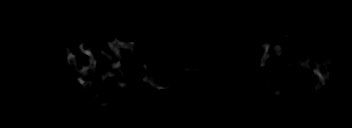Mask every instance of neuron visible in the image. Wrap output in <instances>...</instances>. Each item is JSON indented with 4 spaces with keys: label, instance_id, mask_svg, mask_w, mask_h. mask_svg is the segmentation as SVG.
I'll return each mask as SVG.
<instances>
[{
    "label": "neuron",
    "instance_id": "neuron-1",
    "mask_svg": "<svg viewBox=\"0 0 352 128\" xmlns=\"http://www.w3.org/2000/svg\"><path fill=\"white\" fill-rule=\"evenodd\" d=\"M118 20L117 19H113V18H108L107 23H106V27H104L102 24H97L94 21L95 26L98 27V30H102L104 32V37L106 38V43H100L98 38H97V32L96 29H94L93 27H91L88 23L84 22L83 25L85 27H87L89 30L92 31V37L93 39L96 41L97 44H99V46L101 47L100 49V53L101 55L104 57L105 60H107V63H110L113 68L115 69V71H109L107 69H105V67L103 68L102 71H100L99 74H97L96 77H94L92 80H88L86 79V75H89L91 72H93L94 67H96V63L99 62V60L93 55V53L91 52V49H89V51H85L83 49V47L85 46V40H81L79 42V46L77 48V51L79 53H81L83 56H88L89 60H88V64H83V62L81 63H76V57L74 56V54H72V50L66 46V52H67V65H69V67L72 70V73L74 74V79L76 82H78L85 90L88 89V86L92 83H95L99 80H105V86H108L110 83V78L114 77L116 75V72H120V66H122L123 68H127L128 66L126 64L123 63V60H127L129 59V56L132 57V59H129V64L133 63L136 57V53L138 48L136 47V41L133 40L131 42H124L122 40H120V34L118 32H114L113 28L115 26H117L118 24ZM332 42H328L326 44H318L319 48L320 47H325V46H331ZM262 47H263V53L264 55H262V59H260V62H253L254 65H257V63L260 64L261 66V70H262V74L263 73V69L264 68V64L267 63L268 61L270 62V50H274L275 53L278 54V57H281V59L283 58V51L280 48V43H275V44H270V43H262ZM109 48L110 51L113 53L112 55H108V52L106 53L105 49ZM121 48H126L125 51L121 50ZM129 48H133L132 52H128L127 49ZM316 59H319V55L315 53H313V56H307L306 60L304 61L302 68L304 69V73H301V75H304L303 77L310 82V84H315V87L310 86V90H307V92L303 91V95L305 94H317L319 93V91H321L323 88L326 87L327 82L330 80V74L332 72H334L335 69V64H334V60H333V54H328V58L325 59L328 60V66L325 67L323 63H321L319 66V69H315V71L313 72L315 75L318 76L319 80H314L312 79L309 74L308 71L310 70L311 67L315 66L314 61ZM262 60V61H261ZM313 64V66H309L308 64L311 63ZM142 67H144V69L146 67H150V69L148 70V72L150 74H152L155 67L152 66H148V63H145ZM321 68L324 69L325 74H323L321 72ZM200 69H193V72L196 73H200ZM203 73H212L214 74V72H210V70H203ZM129 75V71H125V73H123V79L122 81L120 79L116 80L117 85L120 84L121 86H124L125 88H129L131 81L132 80H127L126 77ZM147 73L143 72L142 73V77H143V81L147 82L148 85L152 84L153 82L155 83H160V79L157 80H153V79H148L146 77ZM236 79L238 81H244L245 78L242 76H237ZM281 77H279L278 81H268V80H262L263 86H265L267 89L271 90L272 86L277 87V90L273 93L274 96H279V95H286L288 96V101H291L292 99V92L287 89L288 87L284 86V84L282 83L283 80H280ZM259 80L254 79L253 81H249V85H251V82H253L254 84H257L258 87V82ZM128 93L129 94H136V91H133L131 89H128ZM96 97L94 98V104H101L104 107H107L109 105H111L113 102L110 101H106L102 99V96L100 95V93H97L95 95Z\"/></svg>",
    "mask_w": 352,
    "mask_h": 128
}]
</instances>
